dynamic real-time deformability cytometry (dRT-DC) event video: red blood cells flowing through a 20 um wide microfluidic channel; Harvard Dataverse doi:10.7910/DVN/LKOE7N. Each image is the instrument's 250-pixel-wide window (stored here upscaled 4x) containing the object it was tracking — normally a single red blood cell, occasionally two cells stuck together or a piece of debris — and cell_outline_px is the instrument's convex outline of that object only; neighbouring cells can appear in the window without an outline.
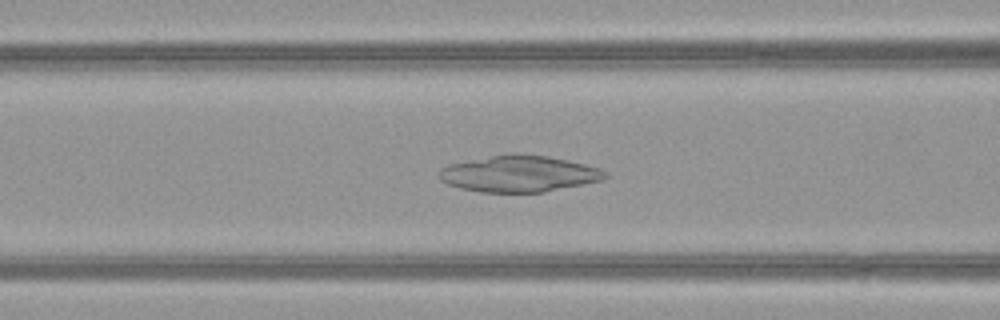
{"species": "common noctule bat (a hibernating species)", "species_latin": "Nyctalus noctula", "temperature_condition": "warm", "stored_images_in_passage": 39, "camera_frame_rate_fps": 3000, "um_per_image_px": 0.085, "animal": {"sex": "female", "body_mass_g": 21.9}, "frame": {"image": 1, "passage_image": 9, "time_ms": 2.667, "image_size_px": [1000, 320], "cell_outline_px": [[608, 176], [604, 180], [544, 192], [480, 192], [460, 188], [448, 184], [440, 180], [440, 168], [448, 164], [512, 152], [520, 152], [548, 156], [568, 160], [600, 168], [608, 172]], "centroid_in_image_um": [44.15, 14.76], "position_along_channel_um": 122.5, "area_um2": 35.49}}
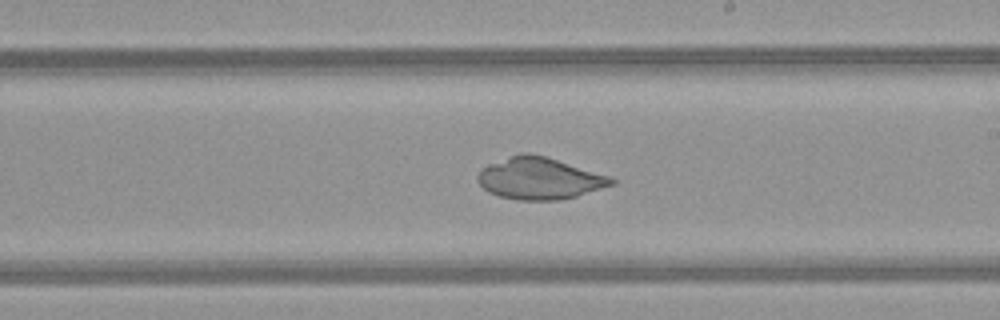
{"frame": {"image": 2, "passage_image": 18, "time_ms": 5.667, "image_size_px": [1000, 320], "cell_outline_px": [[616, 184], [576, 196], [560, 200], [516, 200], [500, 196], [488, 192], [476, 180], [476, 176], [480, 168], [488, 164], [520, 152], [528, 152], [544, 156], [612, 176], [616, 180]], "centroid_in_image_um": [45.85, 15.16], "position_along_channel_um": 243.1, "area_um2": 32.83}}
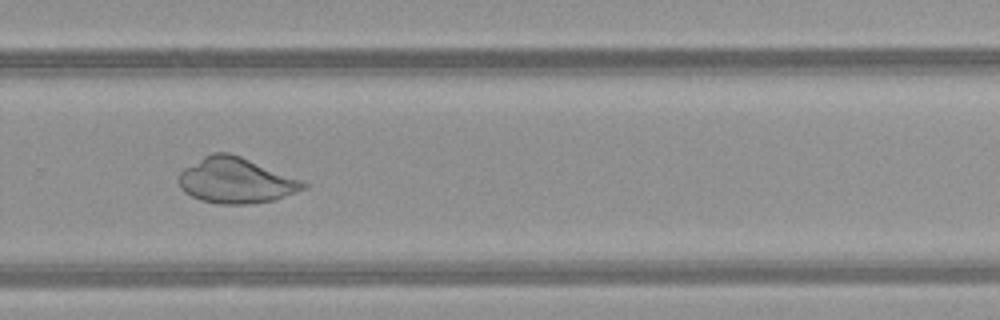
{"frame": {"image": 3, "passage_image": 23, "time_ms": 7.333, "image_size_px": [1000, 320], "cell_outline_px": [[308, 184], [304, 188], [276, 200], [252, 204], [220, 204], [200, 200], [184, 192], [180, 188], [180, 172], [184, 168], [204, 156], [212, 152], [228, 152], [240, 156], [300, 180]], "centroid_in_image_um": [20.02, 15.35], "position_along_channel_um": 309.8, "area_um2": 32.66}}